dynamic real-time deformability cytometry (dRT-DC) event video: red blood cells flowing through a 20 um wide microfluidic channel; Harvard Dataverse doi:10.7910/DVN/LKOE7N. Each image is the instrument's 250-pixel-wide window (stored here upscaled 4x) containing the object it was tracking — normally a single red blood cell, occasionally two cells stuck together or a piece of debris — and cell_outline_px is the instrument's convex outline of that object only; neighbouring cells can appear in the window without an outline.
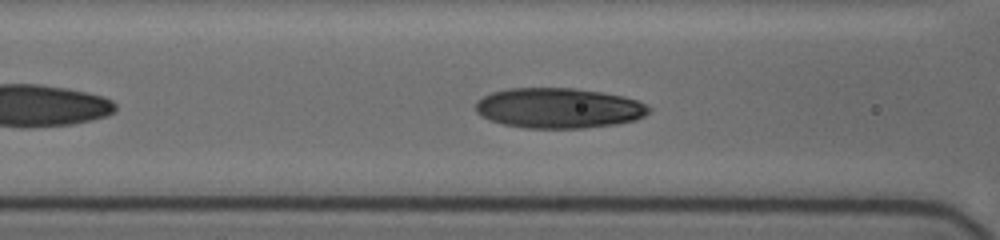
{"species": "human", "species_latin": "Homo sapiens", "temperature_condition": "cold", "stored_images_in_passage": 51, "camera_frame_rate_fps": 3000, "um_per_image_px": 0.085, "donor": {"sex": "female"}, "frame": {"image": 1, "passage_image": 8, "time_ms": 1.667, "image_size_px": [1000, 240], "cell_outline_px": [[652, 108], [644, 116], [636, 120], [616, 124], [584, 128], [524, 128], [504, 124], [480, 116], [476, 112], [476, 100], [492, 92], [508, 88], [576, 88], [604, 92], [624, 96], [636, 100]], "centroid_in_image_um": [47.49, 9.18], "position_along_channel_um": 119.1, "area_um2": 40.81}}
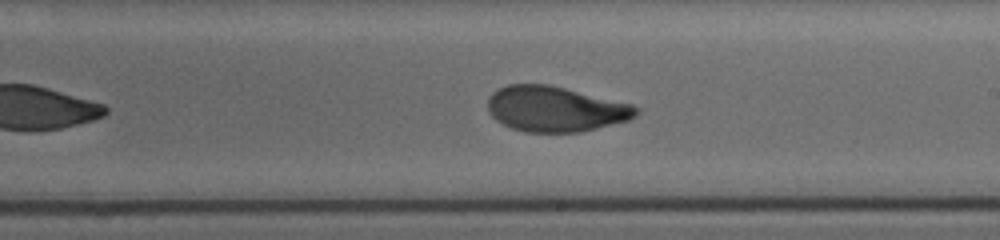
{"frame": {"image": 2, "passage_image": 23, "time_ms": 5.0, "image_size_px": [1000, 240], "cell_outline_px": [[640, 112], [636, 116], [628, 120], [580, 132], [524, 132], [512, 128], [496, 120], [488, 112], [488, 96], [492, 92], [508, 84], [548, 84], [632, 104], [640, 108]], "centroid_in_image_um": [47.19, 9.26], "position_along_channel_um": 241.8, "area_um2": 39.19}}
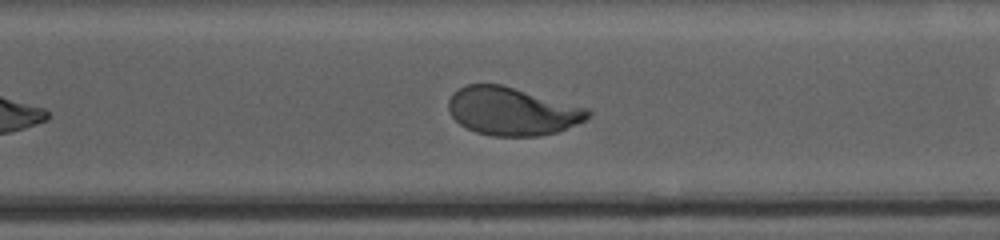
{"frame": {"image": 3, "passage_image": 35, "time_ms": 7.333, "image_size_px": [1000, 240], "cell_outline_px": [[592, 112], [584, 120], [556, 132], [540, 136], [492, 136], [476, 132], [460, 124], [452, 116], [448, 108], [448, 100], [452, 92], [468, 84], [500, 84], [588, 108]], "centroid_in_image_um": [43.5, 9.45], "position_along_channel_um": 327.1, "area_um2": 38.73}, "authors_computed_cell_mechanics": {"area_um2": 39.1884, "velocity_mm_per_s": 3.6738, "shape_relaxation_time_tau1_ms": 4.8294, "shape_relaxation_time_tau2_ms": 0.9566, "deformation_change_tau1": 0.1788, "deformation_change_tau2": 0.0669}}